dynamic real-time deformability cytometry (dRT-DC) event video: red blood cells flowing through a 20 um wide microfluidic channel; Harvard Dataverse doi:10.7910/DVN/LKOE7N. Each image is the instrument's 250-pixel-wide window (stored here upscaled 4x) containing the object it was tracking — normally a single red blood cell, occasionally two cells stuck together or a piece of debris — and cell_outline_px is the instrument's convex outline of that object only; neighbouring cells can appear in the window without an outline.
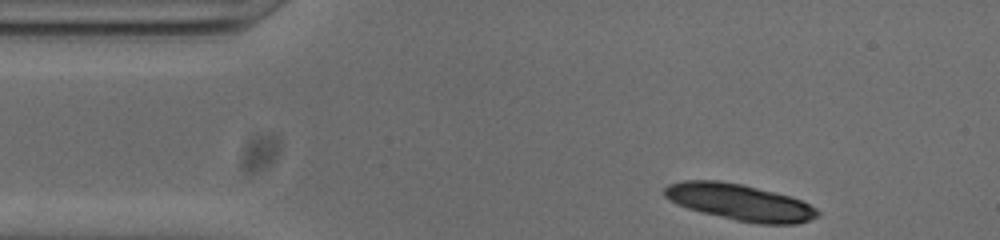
{"species": "common noctule bat (a hibernating species)", "species_latin": "Nyctalus noctula", "temperature_condition": "cold", "stored_images_in_passage": 46, "camera_frame_rate_fps": 3000, "um_per_image_px": 0.085, "animal": {"sex": "male", "body_mass_g": 20.0, "forearm_length_mm": 53.3}, "frame": {"image": 1, "passage_image": 1, "time_ms": 0.0, "image_size_px": [1000, 240], "cell_outline_px": [[820, 216], [796, 224], [760, 224], [736, 220], [688, 208], [676, 204], [664, 196], [664, 188], [668, 184], [684, 180], [716, 180], [744, 184], [788, 196], [800, 200], [816, 208], [820, 212]], "centroid_in_image_um": [62.87, 17.18], "position_along_channel_um": 22.1, "area_um2": 32.25}}
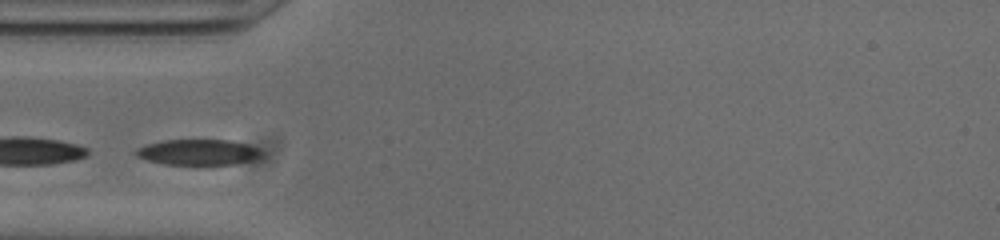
{"frame": {"image": 2, "passage_image": 10, "time_ms": 3.0, "image_size_px": [1000, 240], "cell_outline_px": [[260, 156], [248, 160], [232, 164], [164, 164], [148, 160], [136, 156], [132, 152], [136, 148], [148, 144], [164, 140], [232, 140], [248, 144], [256, 148], [260, 152]], "centroid_in_image_um": [16.77, 12.92], "position_along_channel_um": 68.2, "area_um2": 18.5}}
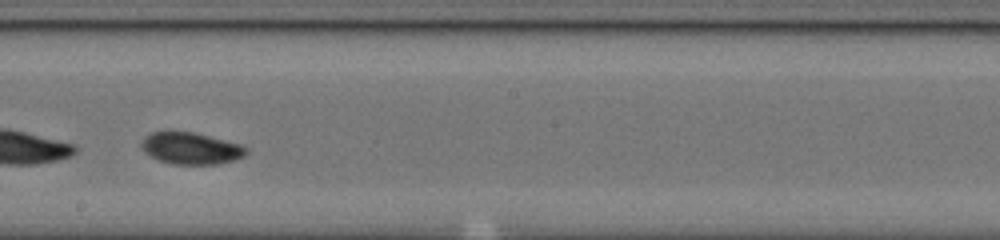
{"frame": {"image": 3, "passage_image": 23, "time_ms": 7.333, "image_size_px": [1000, 240], "cell_outline_px": [[248, 152], [244, 156], [236, 160], [216, 164], [172, 164], [160, 160], [144, 152], [140, 148], [140, 144], [144, 136], [152, 132], [168, 128], [172, 128], [196, 132], [240, 144], [248, 148]], "centroid_in_image_um": [16.18, 12.55], "position_along_channel_um": 232.0, "area_um2": 20.17}, "authors_computed_cell_mechanics": {"area_um2": 19.3919, "velocity_mm_per_s": 3.7722, "shape_relaxation_time_tau1_ms": 4.0574, "shape_relaxation_time_tau2_ms": 4.5778, "deformation_change_tau1": 0.1602, "deformation_change_tau2": 0.077}}